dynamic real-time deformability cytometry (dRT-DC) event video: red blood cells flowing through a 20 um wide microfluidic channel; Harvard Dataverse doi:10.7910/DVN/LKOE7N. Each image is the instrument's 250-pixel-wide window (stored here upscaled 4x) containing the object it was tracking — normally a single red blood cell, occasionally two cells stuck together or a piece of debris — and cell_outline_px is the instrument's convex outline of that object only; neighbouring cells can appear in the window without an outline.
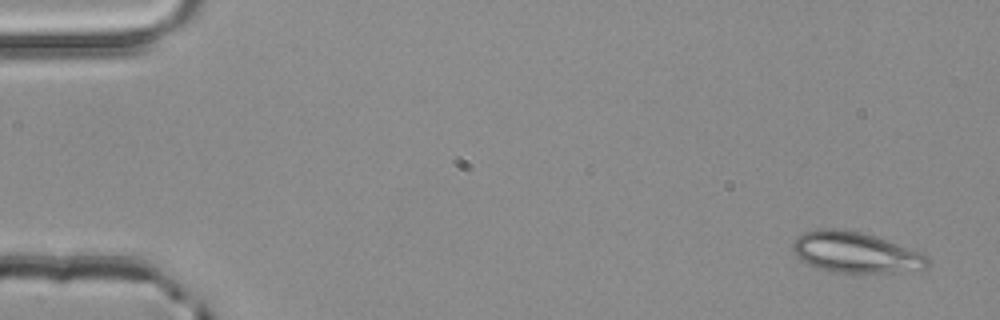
{"species": "common noctule bat (a hibernating species)", "species_latin": "Nyctalus noctula", "temperature_condition": "room temperature", "stored_images_in_passage": 5, "segment_of_instrument_passage": [1, 2], "camera_frame_rate_fps": 3000, "um_per_image_px": 0.085, "animal": {"sex": "male", "body_mass_g": 20.4}, "frame": {"image": 1, "passage_image": 1, "time_ms": 0.0, "image_size_px": [1000, 320], "cell_outline_px": [[932, 264], [928, 268], [896, 272], [832, 272], [808, 264], [800, 260], [792, 252], [792, 244], [796, 236], [804, 232], [820, 228], [836, 228], [860, 232], [876, 236], [920, 252], [928, 256]], "centroid_in_image_um": [72.71, 21.45], "position_along_channel_um": 12.3, "area_um2": 32.19}}